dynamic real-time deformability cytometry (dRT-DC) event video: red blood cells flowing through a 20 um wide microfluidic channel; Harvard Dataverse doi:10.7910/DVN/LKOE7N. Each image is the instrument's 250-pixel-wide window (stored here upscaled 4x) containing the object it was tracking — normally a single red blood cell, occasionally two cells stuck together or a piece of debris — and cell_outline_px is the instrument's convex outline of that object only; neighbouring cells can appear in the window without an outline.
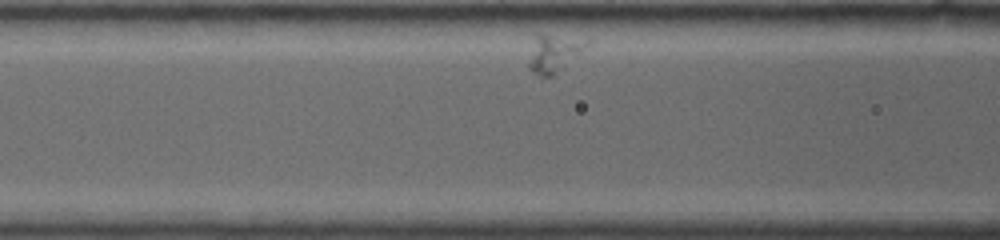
{"species": "common noctule bat (a hibernating species)", "species_latin": "Nyctalus noctula", "temperature_condition": "warm", "stored_images_in_passage": 44, "camera_frame_rate_fps": 4500, "um_per_image_px": 0.085, "animal": {"sex": "female", "body_mass_g": 19.0, "forearm_length_mm": 53.3}, "frame": {"image": 1, "passage_image": 11, "time_ms": 2.444, "image_size_px": [1000, 240], "cell_outline_px": [[592, 44], [552, 76], [540, 76], [532, 72], [528, 68], [528, 64], [536, 32], [540, 32], [592, 40]], "centroid_in_image_um": [47.12, 4.47], "position_along_channel_um": 119.5, "area_um2": 13.01}}